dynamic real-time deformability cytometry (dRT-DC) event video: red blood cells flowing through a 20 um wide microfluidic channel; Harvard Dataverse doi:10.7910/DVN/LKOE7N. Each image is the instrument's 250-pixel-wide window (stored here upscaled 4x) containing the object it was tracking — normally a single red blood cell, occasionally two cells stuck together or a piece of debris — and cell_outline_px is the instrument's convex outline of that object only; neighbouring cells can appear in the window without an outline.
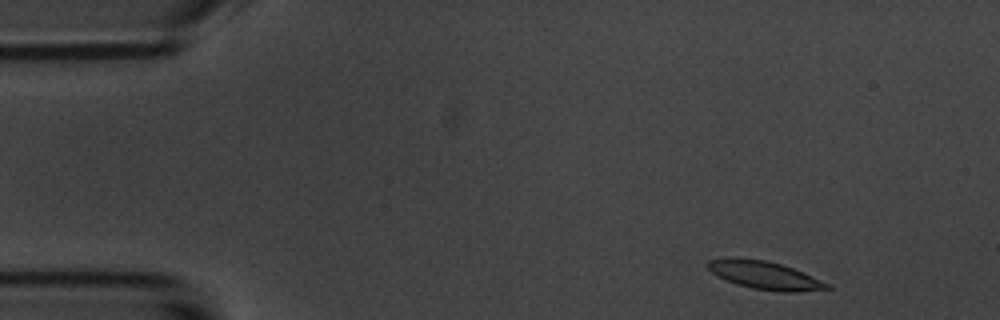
{"species": "common noctule bat (a hibernating species)", "species_latin": "Nyctalus noctula", "temperature_condition": "room temperature", "stored_images_in_passage": 4, "camera_frame_rate_fps": 3000, "um_per_image_px": 0.085, "animal": {"sex": "male", "body_mass_g": 20.1, "forearm_length_mm": 53.5}, "frame": {"image": 1, "passage_image": 1, "time_ms": 0.0, "image_size_px": [1000, 320], "cell_outline_px": [[832, 288], [796, 292], [784, 292], [752, 288], [736, 284], [712, 272], [704, 264], [708, 260], [724, 256], [736, 256], [768, 260], [792, 268], [828, 284]], "centroid_in_image_um": [64.89, 23.35], "position_along_channel_um": 20.1, "area_um2": 19.48}}
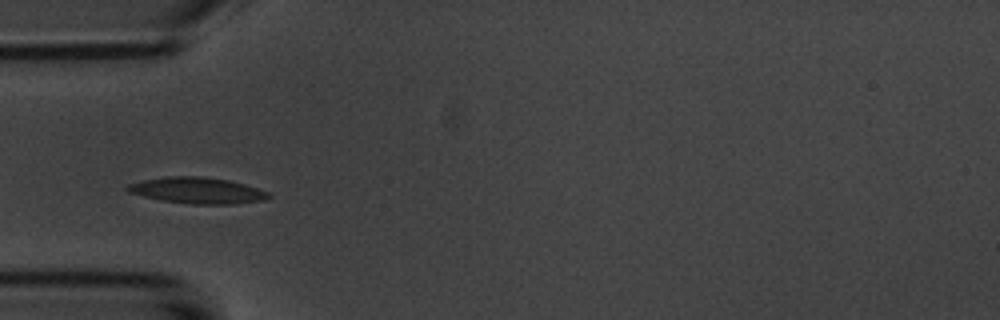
{"frame": {"image": 2, "passage_image": 4, "time_ms": 3.667, "image_size_px": [1000, 320], "cell_outline_px": [[272, 196], [264, 200], [236, 204], [188, 204], [160, 200], [128, 192], [124, 188], [128, 184], [144, 180], [168, 176], [200, 176], [228, 180], [244, 184], [268, 192]], "centroid_in_image_um": [16.76, 16.19], "position_along_channel_um": 68.2, "area_um2": 21.5}}